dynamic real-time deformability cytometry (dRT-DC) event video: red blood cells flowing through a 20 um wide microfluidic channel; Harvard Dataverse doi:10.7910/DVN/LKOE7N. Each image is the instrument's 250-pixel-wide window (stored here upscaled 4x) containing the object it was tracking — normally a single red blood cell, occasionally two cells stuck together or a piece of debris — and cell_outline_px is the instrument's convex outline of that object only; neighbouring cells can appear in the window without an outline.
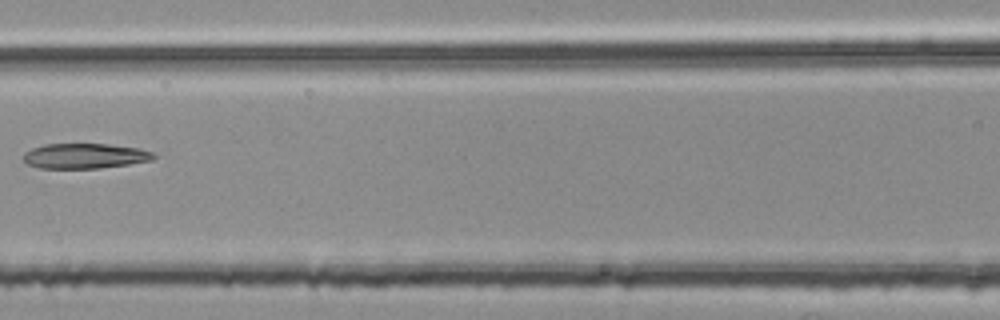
{"species": "common noctule bat (a hibernating species)", "species_latin": "Nyctalus noctula", "temperature_condition": "room temperature", "stored_images_in_passage": 5, "camera_frame_rate_fps": 3000, "um_per_image_px": 0.085, "animal": {"sex": "female", "body_mass_g": 25.1}, "frame": {"image": 1, "passage_image": 5, "time_ms": 1.333, "image_size_px": [1000, 320], "cell_outline_px": [[156, 156], [152, 160], [128, 164], [100, 168], [40, 168], [28, 164], [24, 160], [24, 152], [32, 148], [44, 144], [108, 144], [140, 148], [156, 152]], "centroid_in_image_um": [7.25, 13.25], "position_along_channel_um": 159.4, "area_um2": 19.13}}